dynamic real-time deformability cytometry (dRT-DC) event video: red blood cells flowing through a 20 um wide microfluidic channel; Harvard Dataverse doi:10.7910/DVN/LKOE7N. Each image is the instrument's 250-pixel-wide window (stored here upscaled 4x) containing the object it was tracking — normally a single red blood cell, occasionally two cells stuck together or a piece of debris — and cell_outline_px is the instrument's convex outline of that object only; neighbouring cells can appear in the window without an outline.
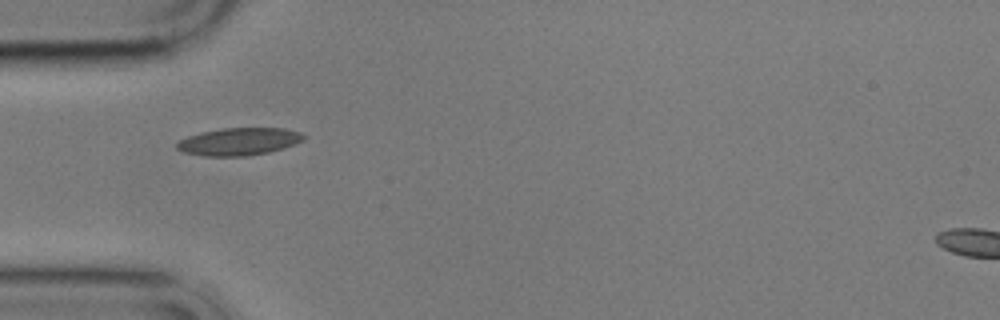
{"species": "common noctule bat (a hibernating species)", "species_latin": "Nyctalus noctula", "temperature_condition": "cold", "stored_images_in_passage": 4, "camera_frame_rate_fps": 3000, "um_per_image_px": 0.085, "animal": {"sex": "male", "body_mass_g": 17.9}, "frame": {"image": 1, "passage_image": 4, "time_ms": 4.667, "image_size_px": [1000, 320], "cell_outline_px": [[304, 140], [296, 144], [284, 148], [268, 152], [248, 156], [204, 156], [184, 152], [176, 148], [176, 144], [180, 140], [188, 136], [200, 132], [224, 128], [284, 128], [300, 132], [304, 136]], "centroid_in_image_um": [20.32, 12.03], "position_along_channel_um": 64.7, "area_um2": 20.35}}